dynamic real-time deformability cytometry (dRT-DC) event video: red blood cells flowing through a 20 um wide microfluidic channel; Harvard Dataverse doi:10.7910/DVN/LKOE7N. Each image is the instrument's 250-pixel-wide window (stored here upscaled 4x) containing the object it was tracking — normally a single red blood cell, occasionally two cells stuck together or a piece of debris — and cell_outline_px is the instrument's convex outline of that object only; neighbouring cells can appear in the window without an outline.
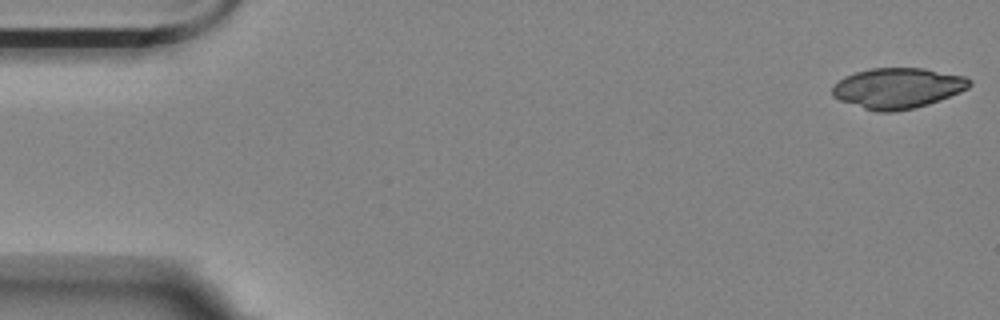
{"species": "Egyptian fruit bat (a non-hibernating species)", "species_latin": "Rousettus aegyptiacus", "temperature_condition": "room temperature", "stored_images_in_passage": 55, "camera_frame_rate_fps": 3000, "um_per_image_px": 0.085, "animal": {"sex": "female"}, "frame": {"image": 1, "passage_image": 1, "time_ms": 0.0, "image_size_px": [1000, 320], "cell_outline_px": [[972, 84], [968, 88], [960, 92], [928, 104], [912, 108], [892, 112], [876, 112], [840, 100], [832, 96], [832, 88], [844, 76], [856, 72], [872, 68], [924, 68], [964, 76], [972, 80]], "centroid_in_image_um": [76.31, 7.48], "position_along_channel_um": 8.7, "area_um2": 32.19}}
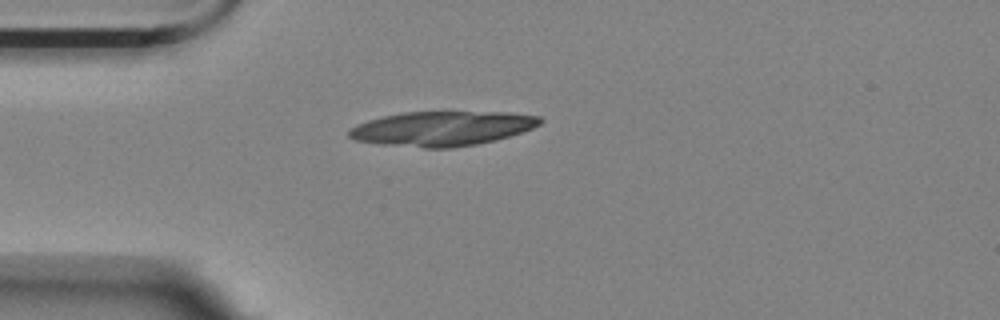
{"frame": {"image": 2, "passage_image": 14, "time_ms": 4.333, "image_size_px": [1000, 320], "cell_outline_px": [[544, 120], [540, 124], [532, 128], [496, 140], [476, 144], [452, 148], [424, 148], [384, 144], [356, 140], [348, 136], [348, 132], [356, 124], [368, 120], [384, 116], [404, 112], [508, 112], [540, 116]], "centroid_in_image_um": [37.6, 10.92], "position_along_channel_um": 47.4, "area_um2": 38.32}}